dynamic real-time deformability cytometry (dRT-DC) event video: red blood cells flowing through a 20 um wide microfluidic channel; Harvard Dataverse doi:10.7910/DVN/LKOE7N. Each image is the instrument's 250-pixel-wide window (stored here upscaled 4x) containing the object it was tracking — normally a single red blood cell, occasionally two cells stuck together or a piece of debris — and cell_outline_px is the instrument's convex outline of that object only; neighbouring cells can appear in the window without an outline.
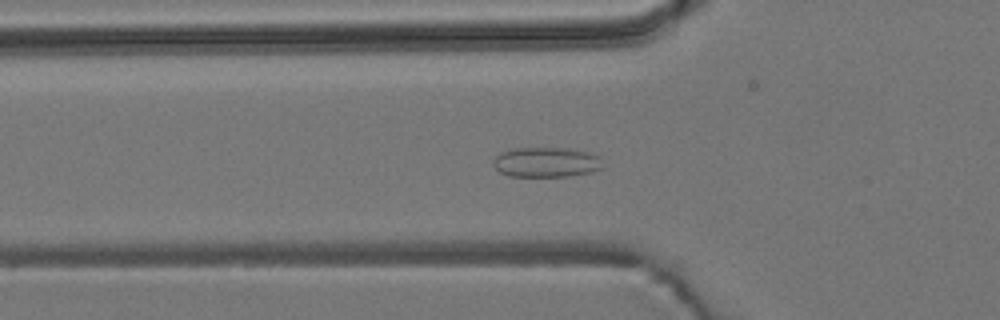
{"species": "common noctule bat (a hibernating species)", "species_latin": "Nyctalus noctula", "temperature_condition": "room temperature", "stored_images_in_passage": 46, "camera_frame_rate_fps": 3000, "um_per_image_px": 0.085, "animal": {"sex": "male", "body_mass_g": 19.2, "forearm_length_mm": 51.8}, "frame": {"image": 1, "passage_image": 18, "time_ms": 5.667, "image_size_px": [1000, 320], "cell_outline_px": [[604, 168], [592, 172], [568, 176], [508, 176], [500, 172], [492, 164], [492, 160], [500, 152], [516, 148], [564, 148], [588, 152], [600, 156]], "centroid_in_image_um": [46.44, 13.79], "position_along_channel_um": 79.4, "area_um2": 19.25}}
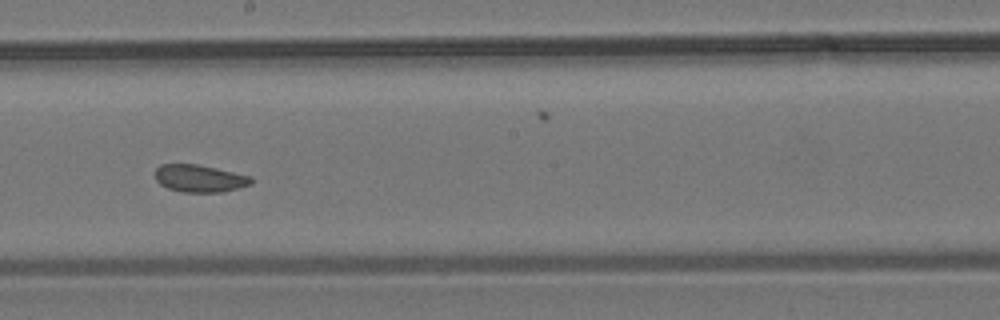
{"frame": {"image": 2, "passage_image": 30, "time_ms": 9.667, "image_size_px": [1000, 320], "cell_outline_px": [[252, 184], [224, 192], [184, 192], [168, 188], [160, 184], [156, 180], [156, 168], [160, 164], [196, 164], [216, 168], [252, 176]], "centroid_in_image_um": [16.98, 15.16], "position_along_channel_um": 231.2, "area_um2": 15.32}}
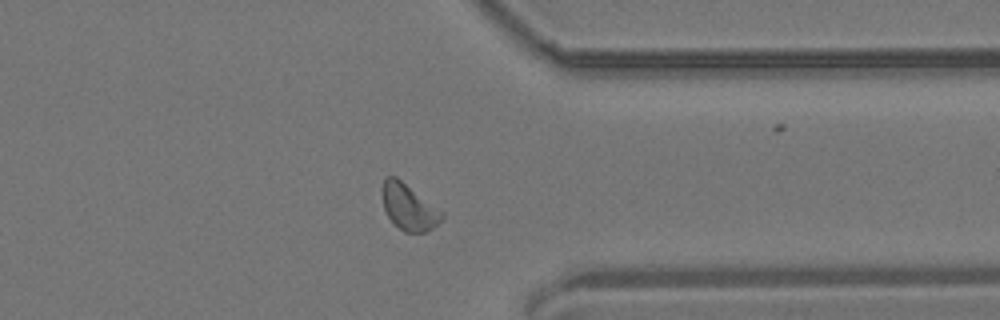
{"frame": {"image": 3, "passage_image": 42, "time_ms": 13.667, "image_size_px": [1000, 320], "cell_outline_px": [[444, 216], [432, 228], [424, 232], [404, 232], [388, 216], [384, 208], [380, 192], [384, 180], [388, 176], [396, 176], [444, 212]], "centroid_in_image_um": [34.73, 17.57], "position_along_channel_um": 376.7, "area_um2": 15.9}, "authors_computed_cell_mechanics": {"area_um2": 16.4152, "velocity_mm_per_s": 3.7845, "shape_relaxation_time_tau1_ms": null, "shape_relaxation_time_tau2_ms": 1.4533, "deformation_change_tau1": null, "deformation_change_tau2": 0.0573}}